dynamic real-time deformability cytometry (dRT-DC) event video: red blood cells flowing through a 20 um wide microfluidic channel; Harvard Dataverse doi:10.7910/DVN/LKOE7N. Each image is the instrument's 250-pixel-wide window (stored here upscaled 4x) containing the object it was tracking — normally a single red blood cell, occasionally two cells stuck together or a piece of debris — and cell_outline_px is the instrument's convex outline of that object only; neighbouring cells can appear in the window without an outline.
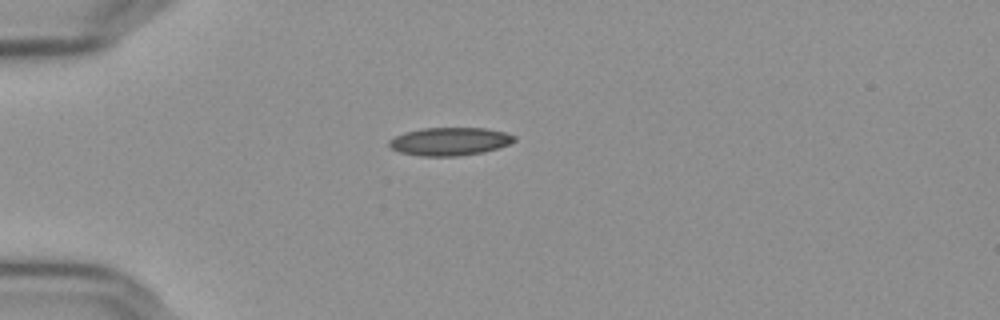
{"species": "Egyptian fruit bat (a non-hibernating species)", "species_latin": "Rousettus aegyptiacus", "temperature_condition": "cold", "stored_images_in_passage": 42, "camera_frame_rate_fps": 3000, "um_per_image_px": 0.085, "frame": {"image": 1, "passage_image": 1, "time_ms": 0.0, "image_size_px": [1000, 320], "cell_outline_px": [[516, 140], [508, 144], [484, 152], [456, 156], [420, 156], [400, 152], [392, 148], [388, 144], [388, 140], [404, 132], [424, 128], [488, 128], [504, 132], [516, 136]], "centroid_in_image_um": [38.22, 12.02], "position_along_channel_um": 46.8, "area_um2": 20.4}}
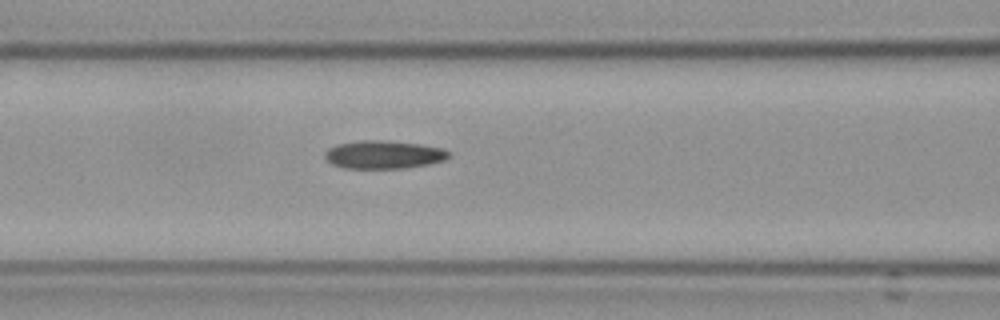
{"frame": {"image": 2, "passage_image": 10, "time_ms": 3.0, "image_size_px": [1000, 320], "cell_outline_px": [[452, 156], [444, 160], [428, 164], [404, 168], [344, 168], [332, 164], [324, 156], [324, 152], [328, 148], [336, 144], [360, 140], [380, 140], [420, 144], [444, 148], [452, 152]], "centroid_in_image_um": [32.64, 13.13], "position_along_channel_um": 134.0, "area_um2": 20.46}}
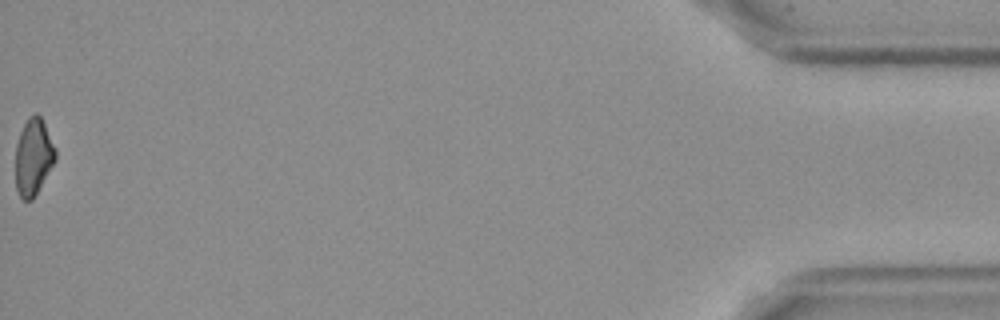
{"frame": {"image": 3, "passage_image": 42, "time_ms": 13.667, "image_size_px": [1000, 320], "cell_outline_px": [[56, 160], [32, 200], [24, 200], [20, 196], [16, 188], [16, 144], [20, 132], [28, 116], [36, 112], [40, 116], [56, 148]], "centroid_in_image_um": [2.84, 13.32], "position_along_channel_um": 432.4, "area_um2": 17.74}}